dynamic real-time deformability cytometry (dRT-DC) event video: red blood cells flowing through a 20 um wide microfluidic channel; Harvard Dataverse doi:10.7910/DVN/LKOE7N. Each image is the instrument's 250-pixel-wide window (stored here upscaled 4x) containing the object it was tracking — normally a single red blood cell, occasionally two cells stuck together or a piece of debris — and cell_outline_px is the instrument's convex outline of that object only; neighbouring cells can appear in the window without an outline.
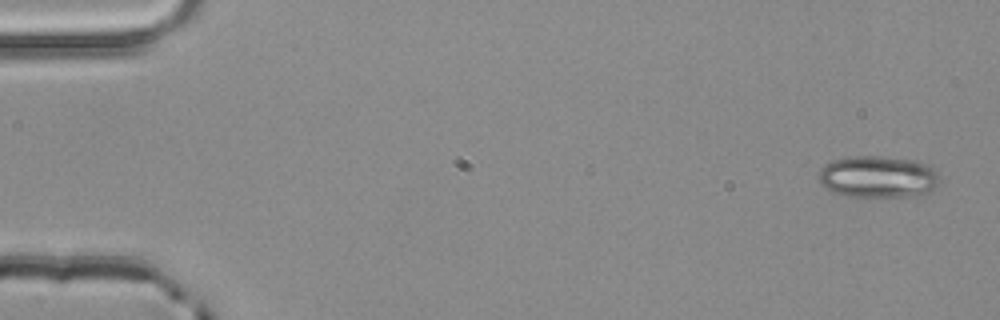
{"species": "common noctule bat (a hibernating species)", "species_latin": "Nyctalus noctula", "temperature_condition": "room temperature", "stored_images_in_passage": 4, "camera_frame_rate_fps": 3000, "um_per_image_px": 0.085, "animal": {"sex": "male", "body_mass_g": 20.4}, "frame": {"image": 1, "passage_image": 1, "time_ms": 0.0, "image_size_px": [1000, 320], "cell_outline_px": [[940, 180], [924, 196], [848, 196], [832, 192], [820, 184], [820, 168], [824, 164], [832, 160], [848, 156], [880, 156], [916, 160], [928, 164], [940, 176]], "centroid_in_image_um": [74.63, 15.02], "position_along_channel_um": 10.4, "area_um2": 29.71}}